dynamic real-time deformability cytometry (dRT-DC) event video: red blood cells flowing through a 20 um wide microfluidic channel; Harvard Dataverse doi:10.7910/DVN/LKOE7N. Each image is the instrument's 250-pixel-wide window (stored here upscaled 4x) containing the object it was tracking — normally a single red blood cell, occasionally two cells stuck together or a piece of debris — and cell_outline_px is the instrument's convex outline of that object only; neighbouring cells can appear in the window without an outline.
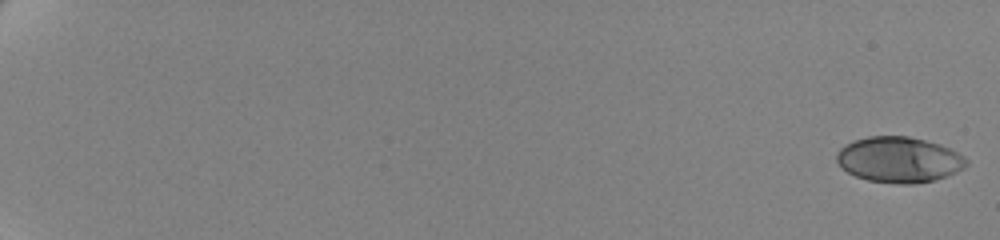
{"species": "human", "species_latin": "Homo sapiens", "temperature_condition": "cold", "stored_images_in_passage": 62, "camera_frame_rate_fps": 3000, "um_per_image_px": 0.085, "donor": {"sex": "female"}, "frame": {"image": 1, "passage_image": 1, "time_ms": 0.0, "image_size_px": [1000, 240], "cell_outline_px": [[968, 164], [964, 168], [956, 172], [932, 180], [912, 184], [900, 184], [868, 180], [856, 176], [848, 172], [836, 160], [836, 152], [840, 148], [852, 140], [868, 136], [908, 136], [940, 144], [964, 156], [968, 160]], "centroid_in_image_um": [76.4, 13.56], "position_along_channel_um": 8.6, "area_um2": 34.33}}
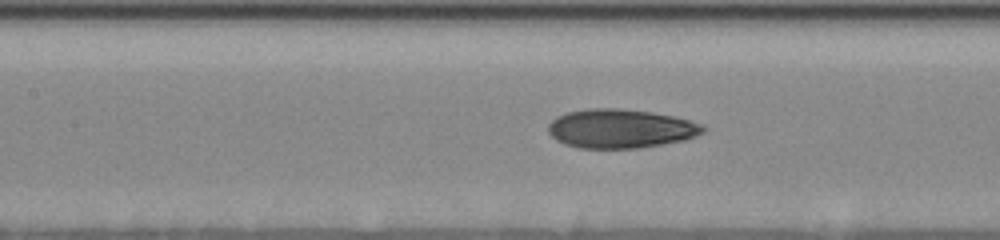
{"frame": {"image": 2, "passage_image": 33, "time_ms": 10.667, "image_size_px": [1000, 240], "cell_outline_px": [[708, 128], [704, 132], [696, 136], [684, 140], [640, 148], [580, 148], [564, 144], [556, 140], [548, 132], [548, 124], [556, 116], [568, 112], [592, 108], [616, 108], [652, 112], [672, 116], [704, 124]], "centroid_in_image_um": [52.76, 10.93], "position_along_channel_um": 154.6, "area_um2": 35.26}}
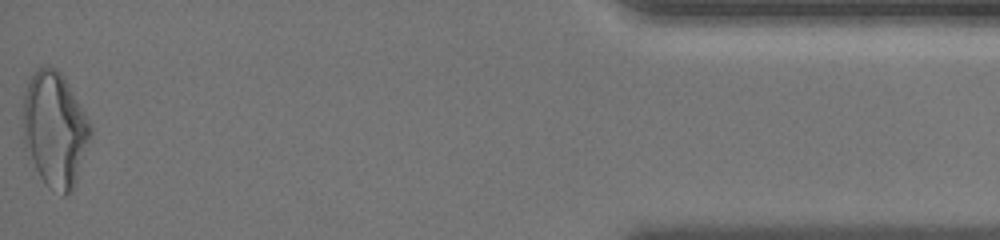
{"frame": {"image": 3, "passage_image": 62, "time_ms": 20.333, "image_size_px": [1000, 240], "cell_outline_px": [[92, 132], [76, 184], [72, 192], [64, 196], [48, 188], [40, 176], [24, 144], [24, 96], [28, 80], [36, 68], [48, 64], [52, 64], [64, 76], [84, 112], [92, 128]], "centroid_in_image_um": [4.67, 10.98], "position_along_channel_um": 430.5, "area_um2": 45.14}, "authors_computed_cell_mechanics": {"area_um2": 34.391, "velocity_mm_per_s": 3.4947, "shape_relaxation_time_tau1_ms": 5.351, "shape_relaxation_time_tau2_ms": 1.4576, "deformation_change_tau1": 0.1745, "deformation_change_tau2": 0.0769}}